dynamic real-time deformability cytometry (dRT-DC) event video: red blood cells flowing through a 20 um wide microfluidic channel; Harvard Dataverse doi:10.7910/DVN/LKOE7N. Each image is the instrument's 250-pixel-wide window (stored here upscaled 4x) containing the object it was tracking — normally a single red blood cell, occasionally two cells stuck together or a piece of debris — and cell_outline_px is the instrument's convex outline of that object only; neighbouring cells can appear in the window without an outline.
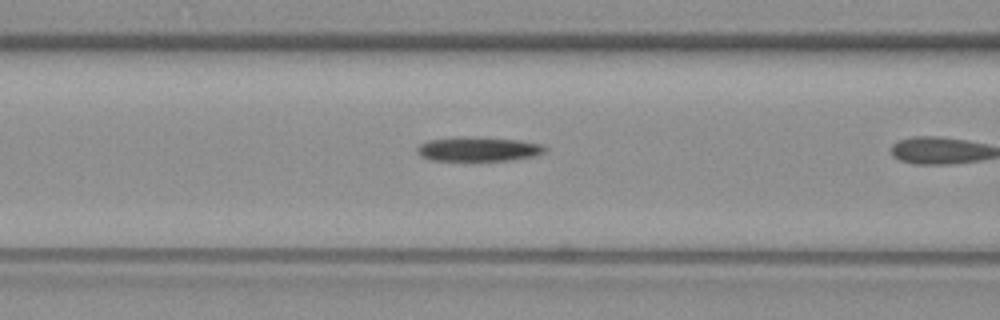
{"species": "common noctule bat (a hibernating species)", "species_latin": "Nyctalus noctula", "temperature_condition": "warm", "stored_images_in_passage": 9, "camera_frame_rate_fps": 3000, "um_per_image_px": 0.085, "animal": {"sex": "female", "body_mass_g": 19.3, "forearm_length_mm": 54.1}, "frame": {"image": 1, "passage_image": 8, "time_ms": 2.333, "image_size_px": [1000, 320], "cell_outline_px": [[548, 148], [544, 152], [536, 156], [512, 160], [428, 160], [420, 156], [416, 152], [416, 148], [420, 144], [428, 140], [456, 136], [472, 136], [520, 140], [544, 144]], "centroid_in_image_um": [40.66, 12.66], "position_along_channel_um": 125.9, "area_um2": 18.55}}